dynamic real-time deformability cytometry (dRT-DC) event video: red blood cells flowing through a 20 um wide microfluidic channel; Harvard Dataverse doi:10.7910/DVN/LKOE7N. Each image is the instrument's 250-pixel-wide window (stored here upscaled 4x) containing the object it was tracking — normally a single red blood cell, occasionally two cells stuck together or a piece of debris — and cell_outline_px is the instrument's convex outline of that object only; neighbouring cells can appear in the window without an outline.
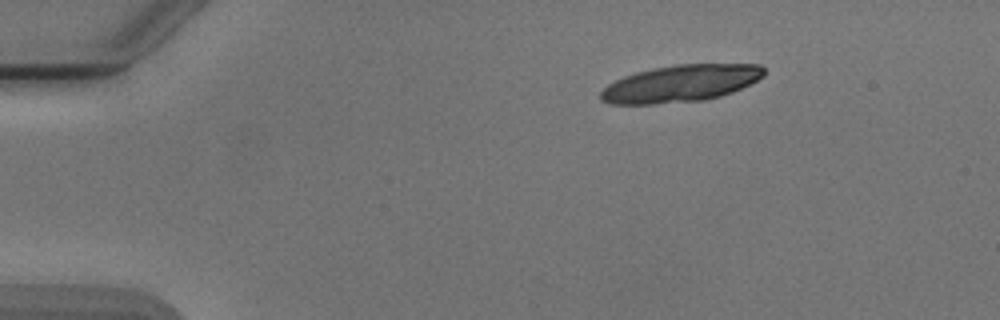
{"species": "Egyptian fruit bat (a non-hibernating species)", "species_latin": "Rousettus aegyptiacus", "temperature_condition": "cold", "stored_images_in_passage": 3, "camera_frame_rate_fps": 3000, "um_per_image_px": 0.085, "animal": {"sex": "male"}, "frame": {"image": 1, "passage_image": 1, "time_ms": 0.0, "image_size_px": [1000, 320], "cell_outline_px": [[764, 76], [732, 92], [720, 96], [704, 100], [652, 104], [612, 104], [600, 100], [600, 92], [608, 84], [624, 76], [636, 72], [652, 68], [676, 64], [760, 64], [764, 68]], "centroid_in_image_um": [57.83, 7.09], "position_along_channel_um": 27.2, "area_um2": 35.08}}